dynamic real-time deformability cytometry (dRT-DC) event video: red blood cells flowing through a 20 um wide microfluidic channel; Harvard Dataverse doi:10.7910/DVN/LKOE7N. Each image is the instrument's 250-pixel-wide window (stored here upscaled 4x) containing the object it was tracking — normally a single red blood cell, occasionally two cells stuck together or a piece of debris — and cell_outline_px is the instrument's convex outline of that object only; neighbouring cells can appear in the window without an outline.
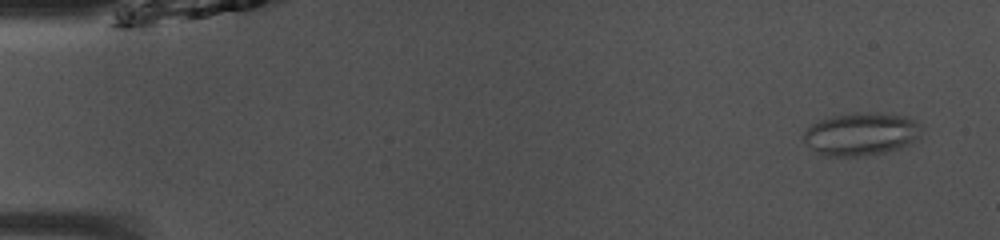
{"species": "common noctule bat (a hibernating species)", "species_latin": "Nyctalus noctula", "temperature_condition": "room temperature", "stored_images_in_passage": 49, "camera_frame_rate_fps": 3000, "um_per_image_px": 0.085, "animal": {"sex": "male", "body_mass_g": 13.0, "forearm_length_mm": 53.1}, "frame": {"image": 1, "passage_image": 3, "time_ms": 0.667, "image_size_px": [1000, 240], "cell_outline_px": [[924, 132], [920, 136], [896, 148], [884, 152], [856, 156], [824, 156], [804, 144], [804, 132], [812, 124], [820, 120], [832, 116], [872, 112], [904, 116], [920, 124], [924, 128]], "centroid_in_image_um": [73.17, 11.39], "position_along_channel_um": 11.8, "area_um2": 28.9}}
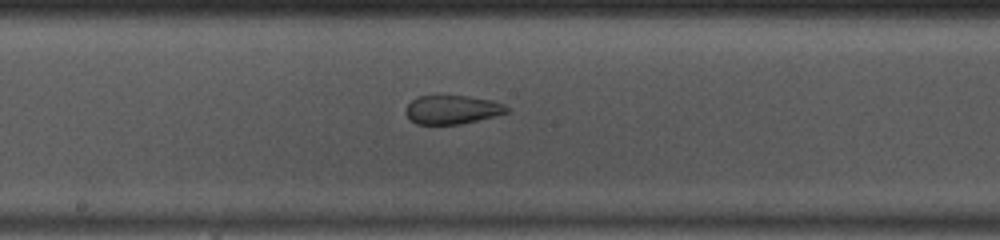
{"frame": {"image": 2, "passage_image": 26, "time_ms": 8.333, "image_size_px": [1000, 240], "cell_outline_px": [[512, 108], [508, 112], [460, 124], [416, 124], [404, 112], [408, 104], [412, 100], [420, 96], [468, 96], [492, 100], [504, 104]], "centroid_in_image_um": [38.46, 9.31], "position_along_channel_um": 209.7, "area_um2": 16.76}}
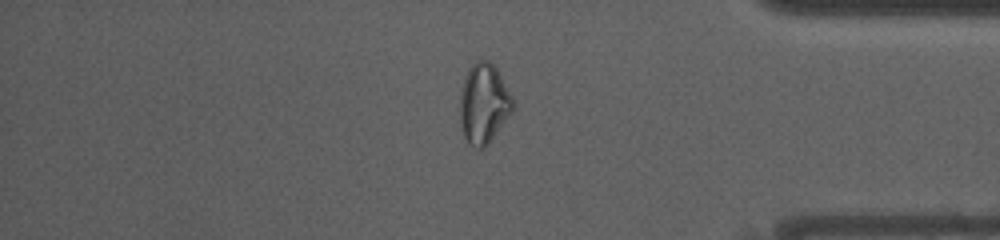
{"frame": {"image": 3, "passage_image": 41, "time_ms": 13.333, "image_size_px": [1000, 240], "cell_outline_px": [[516, 108], [488, 144], [484, 148], [476, 148], [468, 144], [460, 128], [460, 88], [464, 76], [468, 68], [480, 56], [492, 60], [512, 96], [516, 104]], "centroid_in_image_um": [41.12, 8.76], "position_along_channel_um": 394.1, "area_um2": 25.55}, "authors_computed_cell_mechanics": {"area_um2": 23.698, "velocity_mm_per_s": 4.0887, "shape_relaxation_time_tau1_ms": null, "shape_relaxation_time_tau2_ms": 1.0503, "deformation_change_tau1": null, "deformation_change_tau2": 0.0801}}